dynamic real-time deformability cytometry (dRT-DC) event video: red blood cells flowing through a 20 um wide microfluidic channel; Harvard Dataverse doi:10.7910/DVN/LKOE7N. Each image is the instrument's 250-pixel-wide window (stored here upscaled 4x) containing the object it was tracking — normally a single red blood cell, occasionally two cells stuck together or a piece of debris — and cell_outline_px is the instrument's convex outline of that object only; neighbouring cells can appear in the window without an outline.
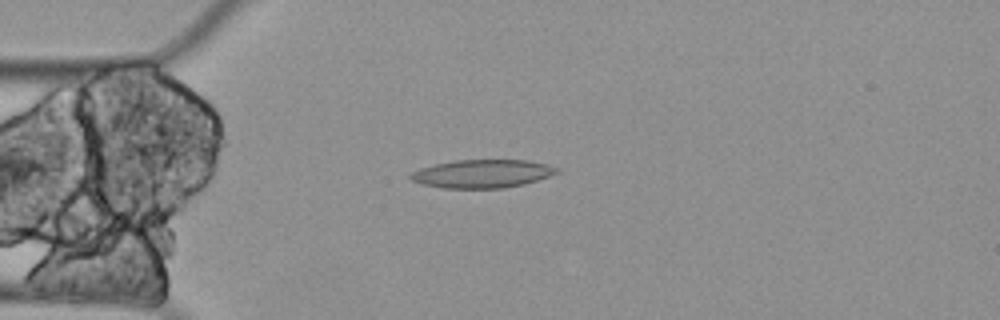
{"species": "Egyptian fruit bat (a non-hibernating species)", "species_latin": "Rousettus aegyptiacus", "temperature_condition": "cold", "stored_images_in_passage": 4, "camera_frame_rate_fps": 3000, "um_per_image_px": 0.085, "animal": {"sex": "female"}, "frame": {"image": 1, "passage_image": 4, "time_ms": 1.0, "image_size_px": [1000, 320], "cell_outline_px": [[560, 172], [524, 184], [504, 188], [444, 188], [420, 184], [412, 180], [408, 176], [412, 172], [420, 168], [436, 164], [456, 160], [524, 160], [548, 164], [560, 168]], "centroid_in_image_um": [41.0, 14.77], "position_along_channel_um": 44.0, "area_um2": 24.04}}